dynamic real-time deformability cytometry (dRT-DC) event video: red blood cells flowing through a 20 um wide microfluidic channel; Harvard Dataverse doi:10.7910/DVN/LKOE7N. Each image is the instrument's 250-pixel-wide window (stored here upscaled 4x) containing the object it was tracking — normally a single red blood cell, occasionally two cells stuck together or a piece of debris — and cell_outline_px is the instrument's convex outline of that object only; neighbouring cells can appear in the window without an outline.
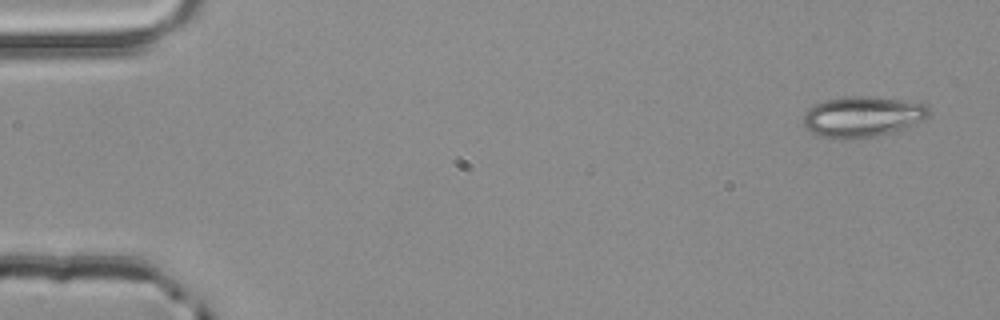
{"species": "common noctule bat (a hibernating species)", "species_latin": "Nyctalus noctula", "temperature_condition": "room temperature", "stored_images_in_passage": 3, "camera_frame_rate_fps": 3000, "um_per_image_px": 0.085, "animal": {"sex": "male", "body_mass_g": 20.4}, "frame": {"image": 1, "passage_image": 1, "time_ms": 0.0, "image_size_px": [1000, 320], "cell_outline_px": [[932, 112], [928, 116], [904, 128], [876, 136], [840, 140], [816, 136], [800, 124], [804, 112], [808, 108], [816, 104], [828, 100], [848, 96], [868, 96], [904, 100], [928, 104]], "centroid_in_image_um": [73.25, 9.92], "position_along_channel_um": 11.7, "area_um2": 30.11}}